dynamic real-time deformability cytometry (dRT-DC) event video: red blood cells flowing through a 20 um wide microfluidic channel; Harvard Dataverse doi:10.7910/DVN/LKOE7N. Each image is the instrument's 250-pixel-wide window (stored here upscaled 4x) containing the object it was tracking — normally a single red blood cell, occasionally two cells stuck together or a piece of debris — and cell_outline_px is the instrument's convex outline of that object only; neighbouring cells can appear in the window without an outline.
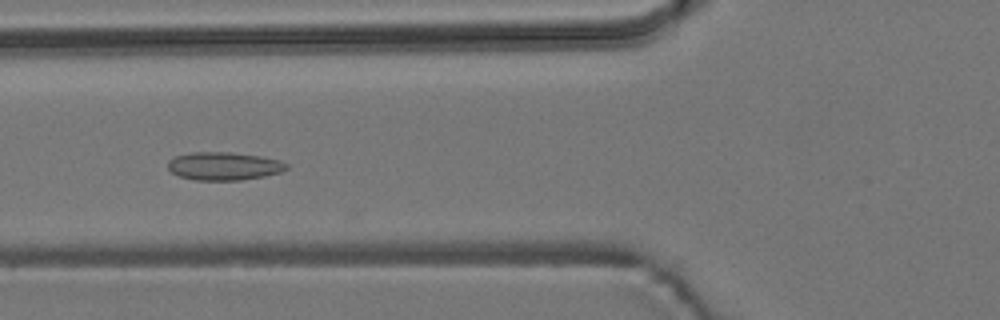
{"species": "common noctule bat (a hibernating species)", "species_latin": "Nyctalus noctula", "temperature_condition": "room temperature", "stored_images_in_passage": 8, "camera_frame_rate_fps": 3000, "um_per_image_px": 0.085, "animal": {"sex": "male", "body_mass_g": 19.2, "forearm_length_mm": 51.8}, "frame": {"image": 1, "passage_image": 6, "time_ms": 5.667, "image_size_px": [1000, 320], "cell_outline_px": [[288, 168], [280, 172], [264, 176], [240, 180], [196, 180], [180, 176], [172, 172], [168, 168], [168, 160], [172, 156], [192, 152], [232, 152], [260, 156], [280, 160], [288, 164]], "centroid_in_image_um": [19.02, 14.11], "position_along_channel_um": 106.8, "area_um2": 19.48}}
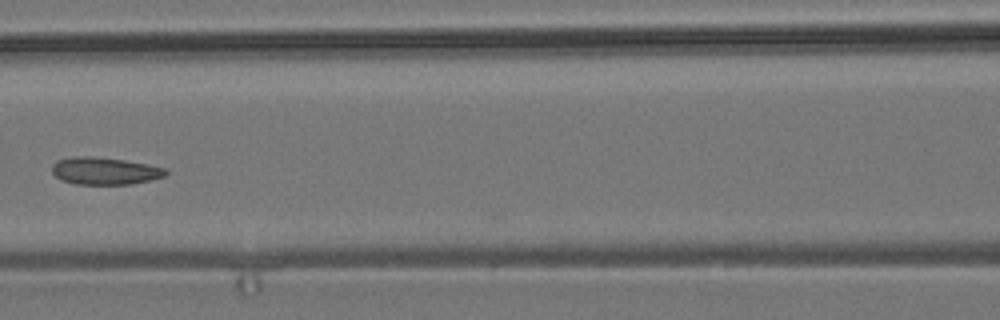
{"frame": {"image": 2, "passage_image": 7, "time_ms": 7.0, "image_size_px": [1000, 320], "cell_outline_px": [[168, 172], [164, 176], [132, 184], [72, 184], [60, 180], [52, 172], [52, 164], [56, 160], [72, 156], [92, 156], [124, 160], [148, 164], [164, 168]], "centroid_in_image_um": [8.84, 14.52], "position_along_channel_um": 157.8, "area_um2": 18.15}}
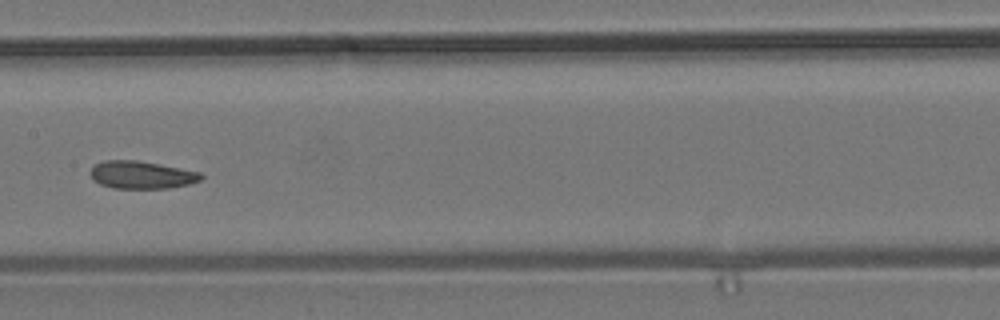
{"frame": {"image": 3, "passage_image": 8, "time_ms": 8.0, "image_size_px": [1000, 320], "cell_outline_px": [[204, 176], [200, 180], [188, 184], [168, 188], [112, 188], [100, 184], [92, 180], [88, 172], [96, 164], [104, 160], [136, 160], [200, 172]], "centroid_in_image_um": [11.98, 14.87], "position_along_channel_um": 195.4, "area_um2": 17.74}}